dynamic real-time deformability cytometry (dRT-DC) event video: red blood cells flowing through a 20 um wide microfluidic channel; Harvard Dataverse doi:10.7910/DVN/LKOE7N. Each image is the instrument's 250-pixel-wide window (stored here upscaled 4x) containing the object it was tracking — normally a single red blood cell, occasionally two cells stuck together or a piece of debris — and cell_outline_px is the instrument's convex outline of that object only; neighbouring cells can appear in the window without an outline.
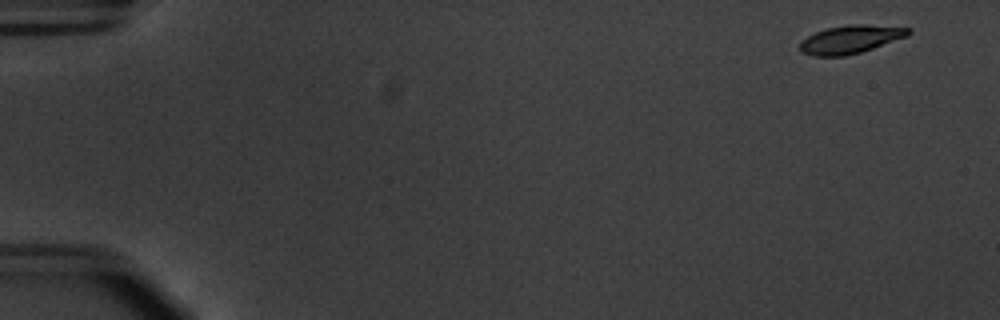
{"species": "common noctule bat (a hibernating species)", "species_latin": "Nyctalus noctula", "temperature_condition": "warm", "stored_images_in_passage": 54, "camera_frame_rate_fps": 3000, "um_per_image_px": 0.085, "animal": {"sex": "male", "body_mass_g": 20.1, "forearm_length_mm": 53.5}, "frame": {"image": 1, "passage_image": 2, "time_ms": 0.333, "image_size_px": [1000, 320], "cell_outline_px": [[912, 32], [908, 36], [860, 52], [844, 56], [812, 56], [800, 52], [800, 44], [808, 36], [816, 32], [828, 28], [848, 24], [864, 24], [912, 28]], "centroid_in_image_um": [72.31, 3.34], "position_along_channel_um": 12.7, "area_um2": 17.69}}
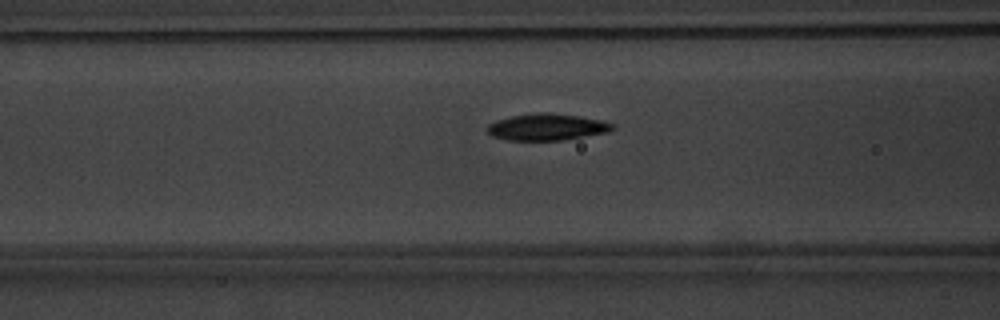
{"frame": {"image": 2, "passage_image": 22, "time_ms": 7.0, "image_size_px": [1000, 320], "cell_outline_px": [[616, 128], [608, 132], [564, 140], [508, 140], [492, 136], [488, 132], [488, 124], [496, 120], [512, 116], [540, 112], [548, 112], [580, 116], [604, 120], [612, 124]], "centroid_in_image_um": [46.52, 10.79], "position_along_channel_um": 120.1, "area_um2": 19.48}}
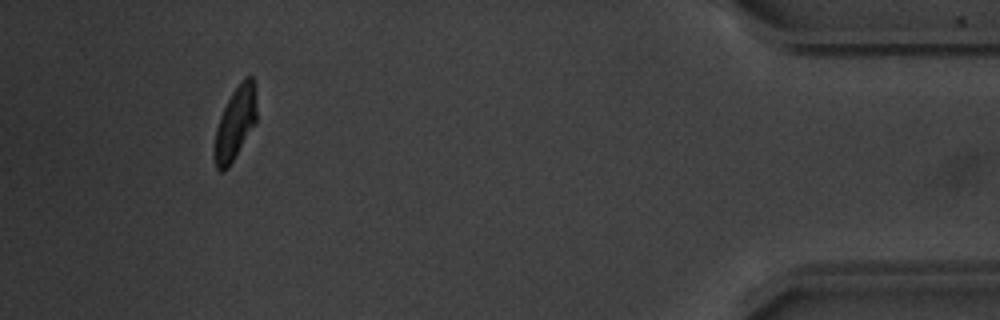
{"frame": {"image": 3, "passage_image": 50, "time_ms": 16.333, "image_size_px": [1000, 320], "cell_outline_px": [[256, 124], [228, 168], [220, 172], [216, 168], [212, 152], [212, 148], [216, 128], [220, 116], [232, 92], [240, 80], [244, 76], [252, 76], [256, 80]], "centroid_in_image_um": [19.99, 10.46], "position_along_channel_um": 415.2, "area_um2": 18.5}, "authors_computed_cell_mechanics": {"area_um2": 19.0162, "velocity_mm_per_s": 3.7669, "shape_relaxation_time_tau1_ms": 2.4893, "shape_relaxation_time_tau2_ms": 1.7551, "deformation_change_tau1": 0.1465, "deformation_change_tau2": 0.058}}